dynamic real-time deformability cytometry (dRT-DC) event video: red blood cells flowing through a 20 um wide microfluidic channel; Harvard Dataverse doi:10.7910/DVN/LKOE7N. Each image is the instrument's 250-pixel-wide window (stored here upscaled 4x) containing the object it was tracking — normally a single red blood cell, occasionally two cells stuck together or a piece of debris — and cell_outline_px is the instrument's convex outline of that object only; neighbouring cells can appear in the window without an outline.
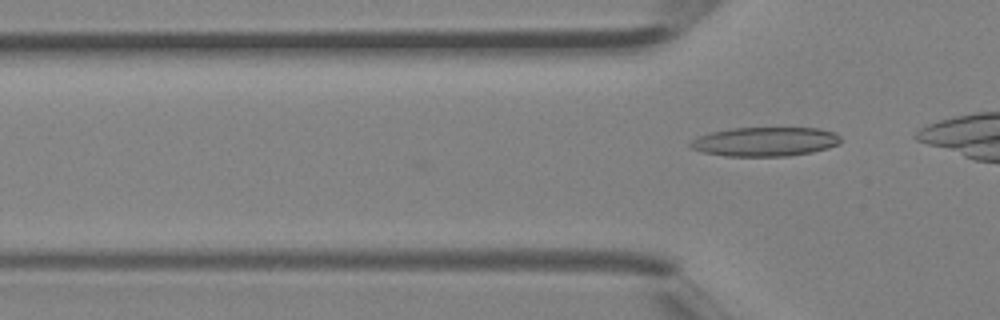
{"species": "Egyptian fruit bat (a non-hibernating species)", "species_latin": "Rousettus aegyptiacus", "temperature_condition": "room temperature", "stored_images_in_passage": 2, "camera_frame_rate_fps": 3000, "um_per_image_px": 0.085, "animal": {"sex": "female"}, "frame": {"image": 1, "passage_image": 2, "time_ms": 0.333, "image_size_px": [1000, 320], "cell_outline_px": [[840, 144], [828, 148], [812, 152], [788, 156], [724, 156], [704, 152], [692, 148], [688, 144], [696, 136], [712, 132], [732, 128], [820, 128], [836, 132], [840, 136]], "centroid_in_image_um": [65.05, 12.04], "position_along_channel_um": 60.7, "area_um2": 25.66}}